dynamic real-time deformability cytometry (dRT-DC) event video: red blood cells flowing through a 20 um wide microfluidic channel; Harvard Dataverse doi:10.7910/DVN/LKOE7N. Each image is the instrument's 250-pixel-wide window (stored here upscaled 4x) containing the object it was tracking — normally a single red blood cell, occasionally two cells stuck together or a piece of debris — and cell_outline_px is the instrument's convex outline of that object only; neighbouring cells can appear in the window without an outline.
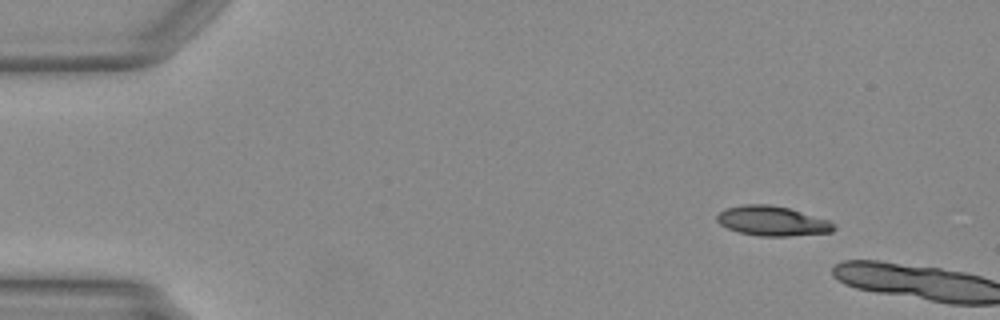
{"species": "Egyptian fruit bat (a non-hibernating species)", "species_latin": "Rousettus aegyptiacus", "temperature_condition": "warm", "stored_images_in_passage": 4, "camera_frame_rate_fps": 3000, "um_per_image_px": 0.085, "animal": {"sex": "female"}, "frame": {"image": 1, "passage_image": 1, "time_ms": 0.0, "image_size_px": [1000, 320], "cell_outline_px": [[836, 228], [832, 232], [788, 236], [760, 236], [740, 232], [728, 228], [720, 224], [716, 220], [716, 216], [720, 212], [728, 208], [744, 204], [768, 204], [788, 208], [828, 220]], "centroid_in_image_um": [65.63, 18.78], "position_along_channel_um": 19.4, "area_um2": 19.94}}